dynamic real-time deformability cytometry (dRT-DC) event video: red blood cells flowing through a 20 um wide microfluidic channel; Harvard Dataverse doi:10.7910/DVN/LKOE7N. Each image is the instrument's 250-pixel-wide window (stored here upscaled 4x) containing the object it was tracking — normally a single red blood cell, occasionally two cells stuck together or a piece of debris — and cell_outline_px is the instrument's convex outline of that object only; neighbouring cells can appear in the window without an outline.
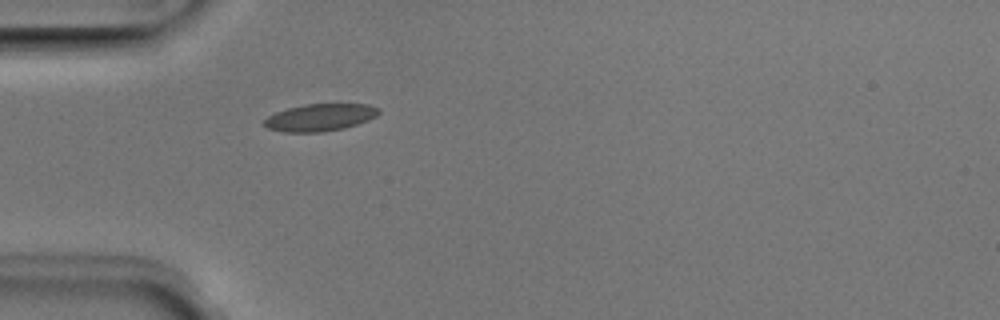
{"species": "Egyptian fruit bat (a non-hibernating species)", "species_latin": "Rousettus aegyptiacus", "temperature_condition": "room temperature", "stored_images_in_passage": 29, "camera_frame_rate_fps": 3000, "um_per_image_px": 0.085, "animal": {"sex": "male"}, "frame": {"image": 1, "passage_image": 1, "time_ms": 0.0, "image_size_px": [1000, 320], "cell_outline_px": [[380, 112], [376, 116], [368, 120], [344, 128], [320, 132], [284, 132], [268, 128], [264, 124], [264, 120], [268, 116], [276, 112], [288, 108], [304, 104], [368, 104], [380, 108]], "centroid_in_image_um": [27.21, 9.97], "position_along_channel_um": 57.8, "area_um2": 18.09}}
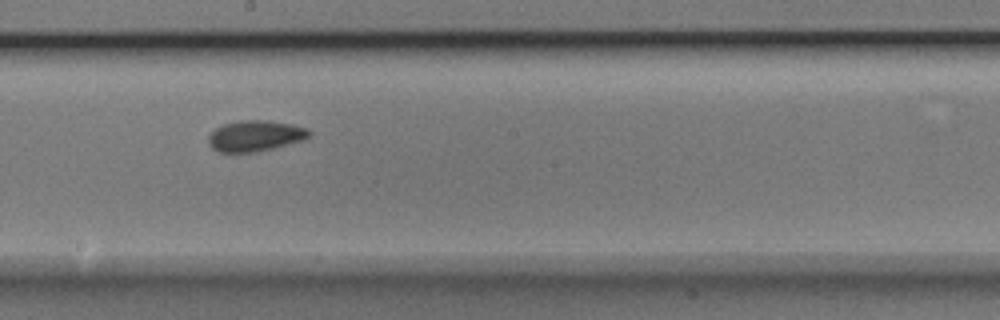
{"frame": {"image": 2, "passage_image": 14, "time_ms": 4.333, "image_size_px": [1000, 320], "cell_outline_px": [[312, 132], [304, 140], [256, 152], [216, 152], [208, 144], [208, 136], [216, 128], [224, 124], [240, 120], [268, 120], [292, 124], [308, 128]], "centroid_in_image_um": [21.69, 11.54], "position_along_channel_um": 226.5, "area_um2": 18.21}}
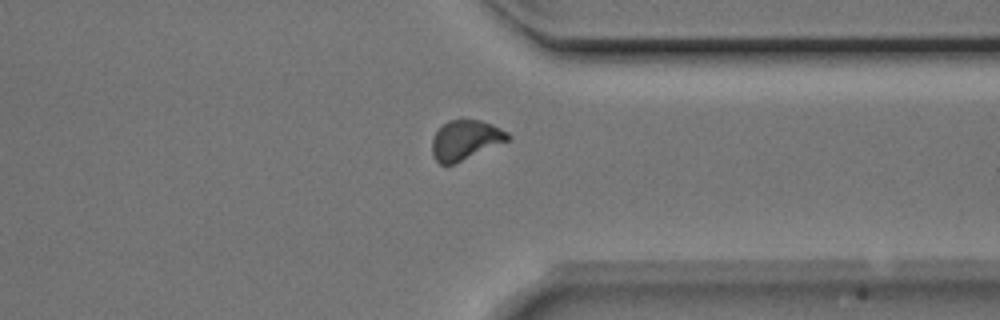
{"frame": {"image": 3, "passage_image": 25, "time_ms": 8.0, "image_size_px": [1000, 320], "cell_outline_px": [[512, 136], [508, 140], [452, 164], [440, 164], [432, 156], [432, 140], [436, 132], [448, 120], [480, 120], [492, 124], [508, 132]], "centroid_in_image_um": [39.55, 11.88], "position_along_channel_um": 371.9, "area_um2": 17.11}, "authors_computed_cell_mechanics": {"area_um2": 17.5712, "velocity_mm_per_s": 4.0069, "shape_relaxation_time_tau1_ms": 2.182, "shape_relaxation_time_tau2_ms": 2.5099, "deformation_change_tau1": 0.0934, "deformation_change_tau2": 0.0713}}